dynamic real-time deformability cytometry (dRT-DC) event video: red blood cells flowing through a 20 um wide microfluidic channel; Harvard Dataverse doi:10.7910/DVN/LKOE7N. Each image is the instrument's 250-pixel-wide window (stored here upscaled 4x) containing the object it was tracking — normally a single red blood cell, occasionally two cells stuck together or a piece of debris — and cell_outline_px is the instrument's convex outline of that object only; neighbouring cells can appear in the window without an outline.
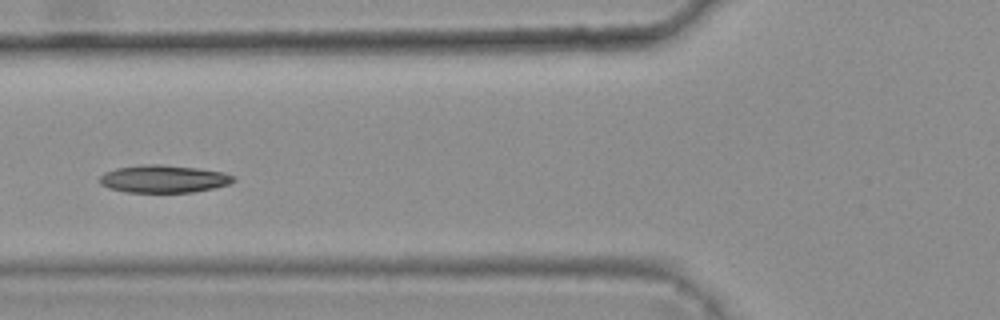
{"species": "common noctule bat (a hibernating species)", "species_latin": "Nyctalus noctula", "temperature_condition": "warm", "stored_images_in_passage": 28, "camera_frame_rate_fps": 3000, "um_per_image_px": 0.085, "animal": {"sex": "female", "body_mass_g": 25.1}, "frame": {"image": 1, "passage_image": 5, "time_ms": 1.333, "image_size_px": [1000, 320], "cell_outline_px": [[236, 180], [228, 184], [212, 188], [192, 192], [124, 192], [108, 188], [100, 184], [96, 180], [104, 172], [116, 168], [140, 164], [160, 164], [196, 168], [224, 172], [236, 176]], "centroid_in_image_um": [13.86, 15.2], "position_along_channel_um": 111.9, "area_um2": 21.73}, "authors_computed_cell_mechanics": {"area_um2": 21.386, "velocity_mm_per_s": 3.7372, "shape_relaxation_time_tau1_ms": 6.1264, "shape_relaxation_time_tau2_ms": 7.3902, "deformation_change_tau1": 0.1377, "deformation_change_tau2": 0.1266}}